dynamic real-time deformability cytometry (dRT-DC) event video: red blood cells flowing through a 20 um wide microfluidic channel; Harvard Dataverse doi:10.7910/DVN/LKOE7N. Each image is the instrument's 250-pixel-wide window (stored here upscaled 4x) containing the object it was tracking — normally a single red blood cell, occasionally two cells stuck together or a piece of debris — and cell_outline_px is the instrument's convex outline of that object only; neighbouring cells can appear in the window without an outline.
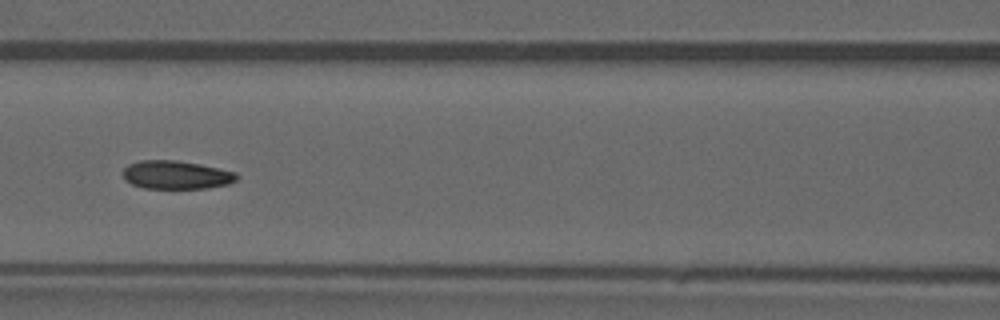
{"species": "common noctule bat (a hibernating species)", "species_latin": "Nyctalus noctula", "temperature_condition": "warm", "stored_images_in_passage": 49, "camera_frame_rate_fps": 3000, "um_per_image_px": 0.085, "animal": {"sex": "male", "forearm_length_mm": 52.5}, "frame": {"image": 1, "passage_image": 22, "time_ms": 7.0, "image_size_px": [1000, 320], "cell_outline_px": [[240, 176], [236, 180], [228, 184], [208, 188], [144, 188], [132, 184], [124, 180], [124, 168], [128, 164], [140, 160], [176, 160], [200, 164], [236, 172]], "centroid_in_image_um": [14.99, 14.86], "position_along_channel_um": 151.6, "area_um2": 18.84}}